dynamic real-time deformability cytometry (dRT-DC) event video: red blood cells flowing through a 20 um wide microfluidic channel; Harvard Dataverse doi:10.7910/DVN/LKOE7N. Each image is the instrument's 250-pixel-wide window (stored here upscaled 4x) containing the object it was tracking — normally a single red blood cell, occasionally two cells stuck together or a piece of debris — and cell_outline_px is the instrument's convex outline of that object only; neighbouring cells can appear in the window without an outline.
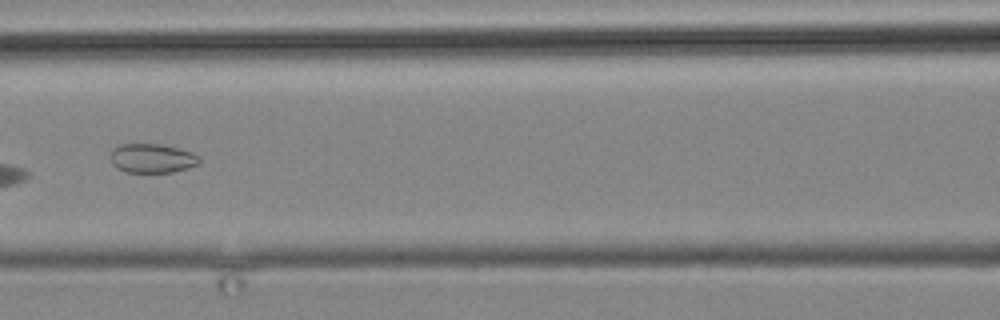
{"species": "common noctule bat (a hibernating species)", "species_latin": "Nyctalus noctula", "temperature_condition": "cold", "stored_images_in_passage": 8, "camera_frame_rate_fps": 3000, "um_per_image_px": 0.085, "animal": {"sex": "male", "body_mass_g": 19.2, "forearm_length_mm": 51.8}, "frame": {"image": 1, "passage_image": 5, "time_ms": 5.667, "image_size_px": [1000, 320], "cell_outline_px": [[200, 164], [188, 168], [172, 172], [124, 172], [116, 168], [112, 164], [112, 148], [120, 144], [160, 144], [180, 148], [192, 152], [200, 156]], "centroid_in_image_um": [12.96, 13.45], "position_along_channel_um": 153.6, "area_um2": 15.26}}
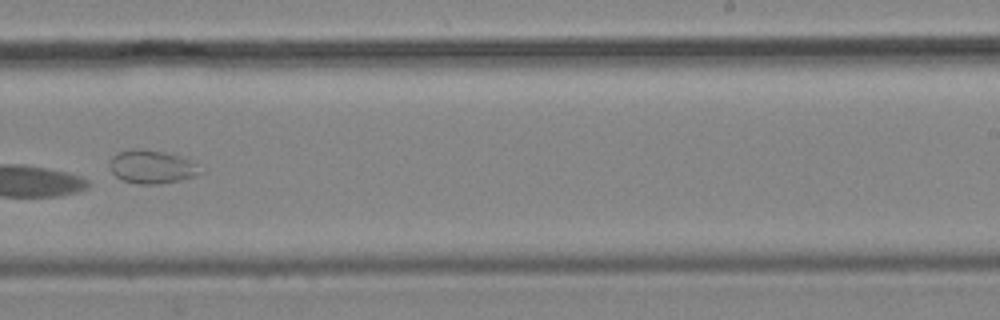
{"frame": {"image": 2, "passage_image": 8, "time_ms": 9.333, "image_size_px": [1000, 320], "cell_outline_px": [[196, 172], [192, 176], [180, 180], [160, 184], [136, 184], [124, 180], [116, 176], [112, 172], [108, 164], [112, 156], [120, 152], [132, 148], [144, 148], [164, 152], [180, 156], [188, 160], [192, 164]], "centroid_in_image_um": [12.76, 14.17], "position_along_channel_um": 276.2, "area_um2": 17.11}}